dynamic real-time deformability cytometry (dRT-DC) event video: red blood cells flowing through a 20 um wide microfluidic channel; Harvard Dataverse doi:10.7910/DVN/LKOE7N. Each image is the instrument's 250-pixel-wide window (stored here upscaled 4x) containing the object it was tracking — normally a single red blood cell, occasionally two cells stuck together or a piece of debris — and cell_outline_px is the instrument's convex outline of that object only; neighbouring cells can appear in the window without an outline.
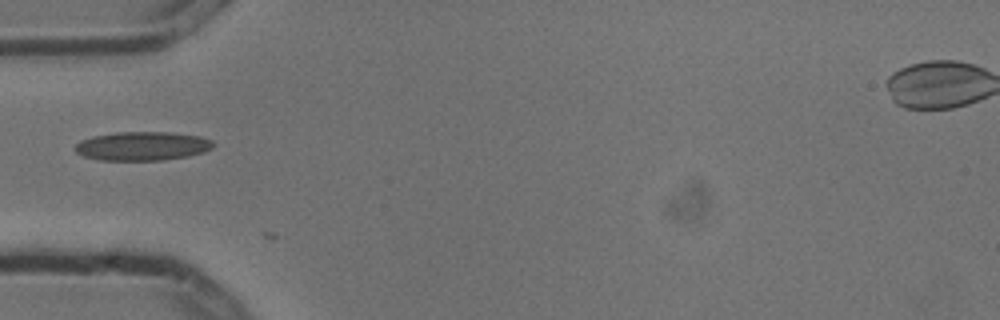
{"species": "common noctule bat (a hibernating species)", "species_latin": "Nyctalus noctula", "temperature_condition": "cold", "stored_images_in_passage": 2, "camera_frame_rate_fps": 3000, "um_per_image_px": 0.085, "animal": {"sex": "male", "body_mass_g": 13.3}, "frame": {"image": 1, "passage_image": 2, "time_ms": 0.333, "image_size_px": [1000, 320], "cell_outline_px": [[216, 144], [212, 148], [204, 152], [188, 156], [164, 160], [100, 160], [84, 156], [76, 152], [76, 144], [80, 140], [92, 136], [116, 132], [172, 132], [200, 136], [212, 140]], "centroid_in_image_um": [12.13, 12.41], "position_along_channel_um": 72.9, "area_um2": 23.35}}